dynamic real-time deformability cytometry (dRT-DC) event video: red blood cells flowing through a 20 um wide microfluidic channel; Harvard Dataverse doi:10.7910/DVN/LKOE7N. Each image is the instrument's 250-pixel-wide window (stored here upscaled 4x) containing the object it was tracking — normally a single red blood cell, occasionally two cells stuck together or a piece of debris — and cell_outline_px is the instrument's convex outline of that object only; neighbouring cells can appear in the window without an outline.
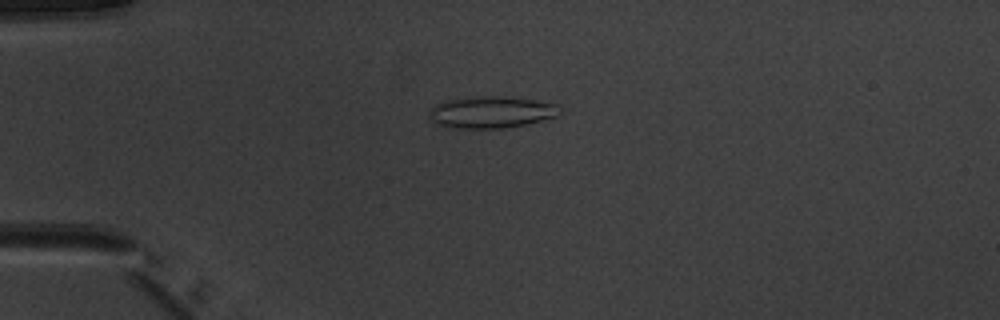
{"species": "common noctule bat (a hibernating species)", "species_latin": "Nyctalus noctula", "temperature_condition": "warm", "stored_images_in_passage": 40, "camera_frame_rate_fps": 3000, "um_per_image_px": 0.085, "animal": {"sex": "male", "body_mass_g": 20.1, "forearm_length_mm": 53.5}, "frame": {"image": 1, "passage_image": 2, "time_ms": 0.333, "image_size_px": [1000, 320], "cell_outline_px": [[560, 112], [556, 116], [524, 124], [504, 128], [456, 128], [440, 124], [432, 120], [428, 116], [428, 112], [436, 104], [448, 100], [484, 96], [504, 96], [532, 100], [556, 104], [560, 108]], "centroid_in_image_um": [41.75, 9.53], "position_along_channel_um": 43.3, "area_um2": 23.64}}
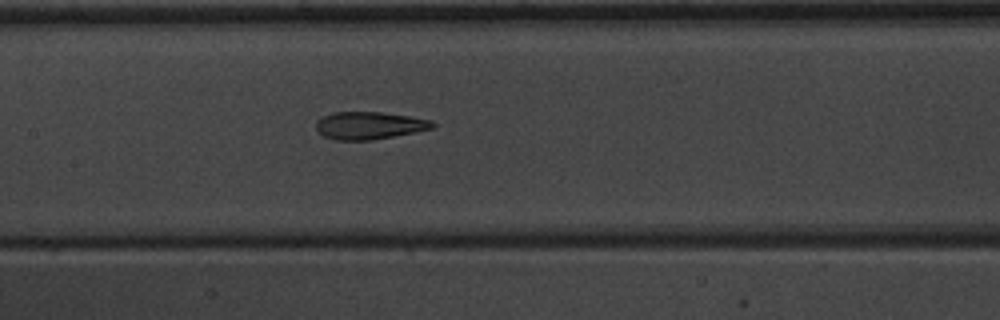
{"frame": {"image": 2, "passage_image": 14, "time_ms": 4.333, "image_size_px": [1000, 320], "cell_outline_px": [[436, 124], [432, 128], [416, 132], [372, 140], [336, 140], [324, 136], [316, 128], [316, 120], [332, 112], [380, 112], [408, 116], [432, 120]], "centroid_in_image_um": [31.39, 10.66], "position_along_channel_um": 176.0, "area_um2": 18.61}}
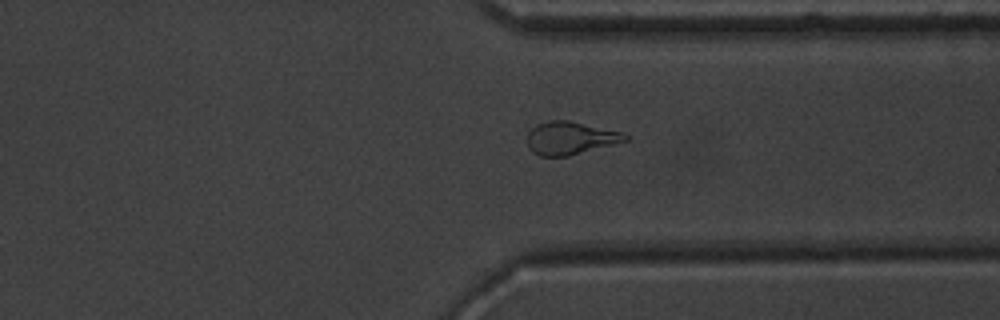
{"frame": {"image": 3, "passage_image": 28, "time_ms": 9.0, "image_size_px": [1000, 320], "cell_outline_px": [[628, 140], [568, 156], [540, 156], [532, 152], [528, 148], [528, 132], [536, 124], [548, 120], [568, 120], [620, 132], [628, 136]], "centroid_in_image_um": [48.42, 11.74], "position_along_channel_um": 363.0, "area_um2": 18.55}, "authors_computed_cell_mechanics": {"area_um2": 19.7676, "velocity_mm_per_s": 4.0122, "shape_relaxation_time_tau1_ms": null, "shape_relaxation_time_tau2_ms": 2.2931, "deformation_change_tau1": null, "deformation_change_tau2": 0.0931}}